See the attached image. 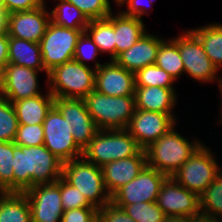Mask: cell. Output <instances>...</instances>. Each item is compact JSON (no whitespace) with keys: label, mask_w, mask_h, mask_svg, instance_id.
Listing matches in <instances>:
<instances>
[{"label":"cell","mask_w":222,"mask_h":222,"mask_svg":"<svg viewBox=\"0 0 222 222\" xmlns=\"http://www.w3.org/2000/svg\"><path fill=\"white\" fill-rule=\"evenodd\" d=\"M8 63L45 72L48 76L42 62L40 44L36 42L8 36Z\"/></svg>","instance_id":"obj_23"},{"label":"cell","mask_w":222,"mask_h":222,"mask_svg":"<svg viewBox=\"0 0 222 222\" xmlns=\"http://www.w3.org/2000/svg\"><path fill=\"white\" fill-rule=\"evenodd\" d=\"M135 75L114 60L104 62L95 72V90L109 96H134Z\"/></svg>","instance_id":"obj_18"},{"label":"cell","mask_w":222,"mask_h":222,"mask_svg":"<svg viewBox=\"0 0 222 222\" xmlns=\"http://www.w3.org/2000/svg\"><path fill=\"white\" fill-rule=\"evenodd\" d=\"M45 94L21 99L13 102L19 125L43 124L47 113L54 106V96L49 92Z\"/></svg>","instance_id":"obj_22"},{"label":"cell","mask_w":222,"mask_h":222,"mask_svg":"<svg viewBox=\"0 0 222 222\" xmlns=\"http://www.w3.org/2000/svg\"><path fill=\"white\" fill-rule=\"evenodd\" d=\"M31 222H61L64 209L60 195V179L51 184H38L26 190Z\"/></svg>","instance_id":"obj_12"},{"label":"cell","mask_w":222,"mask_h":222,"mask_svg":"<svg viewBox=\"0 0 222 222\" xmlns=\"http://www.w3.org/2000/svg\"><path fill=\"white\" fill-rule=\"evenodd\" d=\"M39 72L41 71L8 63L2 70L1 89L4 98L13 103L42 94Z\"/></svg>","instance_id":"obj_17"},{"label":"cell","mask_w":222,"mask_h":222,"mask_svg":"<svg viewBox=\"0 0 222 222\" xmlns=\"http://www.w3.org/2000/svg\"><path fill=\"white\" fill-rule=\"evenodd\" d=\"M97 222H136L112 201L98 209Z\"/></svg>","instance_id":"obj_39"},{"label":"cell","mask_w":222,"mask_h":222,"mask_svg":"<svg viewBox=\"0 0 222 222\" xmlns=\"http://www.w3.org/2000/svg\"><path fill=\"white\" fill-rule=\"evenodd\" d=\"M163 222H188V218L183 216H166Z\"/></svg>","instance_id":"obj_45"},{"label":"cell","mask_w":222,"mask_h":222,"mask_svg":"<svg viewBox=\"0 0 222 222\" xmlns=\"http://www.w3.org/2000/svg\"><path fill=\"white\" fill-rule=\"evenodd\" d=\"M16 145L36 147L44 144L42 124L19 125L14 140Z\"/></svg>","instance_id":"obj_38"},{"label":"cell","mask_w":222,"mask_h":222,"mask_svg":"<svg viewBox=\"0 0 222 222\" xmlns=\"http://www.w3.org/2000/svg\"><path fill=\"white\" fill-rule=\"evenodd\" d=\"M166 216H190L200 213L199 196L180 185L172 176L163 182L156 200Z\"/></svg>","instance_id":"obj_15"},{"label":"cell","mask_w":222,"mask_h":222,"mask_svg":"<svg viewBox=\"0 0 222 222\" xmlns=\"http://www.w3.org/2000/svg\"><path fill=\"white\" fill-rule=\"evenodd\" d=\"M213 153L202 143L172 177L184 188L202 195L222 171Z\"/></svg>","instance_id":"obj_7"},{"label":"cell","mask_w":222,"mask_h":222,"mask_svg":"<svg viewBox=\"0 0 222 222\" xmlns=\"http://www.w3.org/2000/svg\"><path fill=\"white\" fill-rule=\"evenodd\" d=\"M190 30L199 38L207 56L220 71L222 67V24L212 23Z\"/></svg>","instance_id":"obj_27"},{"label":"cell","mask_w":222,"mask_h":222,"mask_svg":"<svg viewBox=\"0 0 222 222\" xmlns=\"http://www.w3.org/2000/svg\"><path fill=\"white\" fill-rule=\"evenodd\" d=\"M188 222H222V219L199 213L188 218Z\"/></svg>","instance_id":"obj_44"},{"label":"cell","mask_w":222,"mask_h":222,"mask_svg":"<svg viewBox=\"0 0 222 222\" xmlns=\"http://www.w3.org/2000/svg\"><path fill=\"white\" fill-rule=\"evenodd\" d=\"M95 72L94 67L71 60L48 72L47 89L54 98L84 99L95 90Z\"/></svg>","instance_id":"obj_3"},{"label":"cell","mask_w":222,"mask_h":222,"mask_svg":"<svg viewBox=\"0 0 222 222\" xmlns=\"http://www.w3.org/2000/svg\"><path fill=\"white\" fill-rule=\"evenodd\" d=\"M6 13H0V30H6Z\"/></svg>","instance_id":"obj_46"},{"label":"cell","mask_w":222,"mask_h":222,"mask_svg":"<svg viewBox=\"0 0 222 222\" xmlns=\"http://www.w3.org/2000/svg\"><path fill=\"white\" fill-rule=\"evenodd\" d=\"M0 222H31L29 200L24 192H7L0 199Z\"/></svg>","instance_id":"obj_26"},{"label":"cell","mask_w":222,"mask_h":222,"mask_svg":"<svg viewBox=\"0 0 222 222\" xmlns=\"http://www.w3.org/2000/svg\"><path fill=\"white\" fill-rule=\"evenodd\" d=\"M169 114L135 109L126 130L145 150L176 125Z\"/></svg>","instance_id":"obj_14"},{"label":"cell","mask_w":222,"mask_h":222,"mask_svg":"<svg viewBox=\"0 0 222 222\" xmlns=\"http://www.w3.org/2000/svg\"><path fill=\"white\" fill-rule=\"evenodd\" d=\"M18 127L14 106L4 98L0 102V142H14Z\"/></svg>","instance_id":"obj_33"},{"label":"cell","mask_w":222,"mask_h":222,"mask_svg":"<svg viewBox=\"0 0 222 222\" xmlns=\"http://www.w3.org/2000/svg\"><path fill=\"white\" fill-rule=\"evenodd\" d=\"M155 65L169 73L175 81L184 73V65L178 45L170 38L160 44Z\"/></svg>","instance_id":"obj_29"},{"label":"cell","mask_w":222,"mask_h":222,"mask_svg":"<svg viewBox=\"0 0 222 222\" xmlns=\"http://www.w3.org/2000/svg\"><path fill=\"white\" fill-rule=\"evenodd\" d=\"M1 83H2V69L0 68V87H1Z\"/></svg>","instance_id":"obj_51"},{"label":"cell","mask_w":222,"mask_h":222,"mask_svg":"<svg viewBox=\"0 0 222 222\" xmlns=\"http://www.w3.org/2000/svg\"><path fill=\"white\" fill-rule=\"evenodd\" d=\"M4 99V94L2 92V89L0 87V102Z\"/></svg>","instance_id":"obj_50"},{"label":"cell","mask_w":222,"mask_h":222,"mask_svg":"<svg viewBox=\"0 0 222 222\" xmlns=\"http://www.w3.org/2000/svg\"><path fill=\"white\" fill-rule=\"evenodd\" d=\"M162 37L146 32L129 49L120 53L114 61L128 71L136 72L146 66L154 65Z\"/></svg>","instance_id":"obj_20"},{"label":"cell","mask_w":222,"mask_h":222,"mask_svg":"<svg viewBox=\"0 0 222 222\" xmlns=\"http://www.w3.org/2000/svg\"><path fill=\"white\" fill-rule=\"evenodd\" d=\"M5 189L0 185V199L6 194Z\"/></svg>","instance_id":"obj_49"},{"label":"cell","mask_w":222,"mask_h":222,"mask_svg":"<svg viewBox=\"0 0 222 222\" xmlns=\"http://www.w3.org/2000/svg\"><path fill=\"white\" fill-rule=\"evenodd\" d=\"M98 54H101L98 46L86 32H83L78 38L73 60L80 62L84 66H90L88 65L90 63L87 62L93 60L95 62L94 69L97 70L103 64L96 60Z\"/></svg>","instance_id":"obj_35"},{"label":"cell","mask_w":222,"mask_h":222,"mask_svg":"<svg viewBox=\"0 0 222 222\" xmlns=\"http://www.w3.org/2000/svg\"><path fill=\"white\" fill-rule=\"evenodd\" d=\"M85 30L64 28L51 22L40 40L42 62L47 72L73 60L78 38Z\"/></svg>","instance_id":"obj_9"},{"label":"cell","mask_w":222,"mask_h":222,"mask_svg":"<svg viewBox=\"0 0 222 222\" xmlns=\"http://www.w3.org/2000/svg\"><path fill=\"white\" fill-rule=\"evenodd\" d=\"M147 165L146 151L120 160H114L102 167L104 184L112 197L121 187L137 177Z\"/></svg>","instance_id":"obj_19"},{"label":"cell","mask_w":222,"mask_h":222,"mask_svg":"<svg viewBox=\"0 0 222 222\" xmlns=\"http://www.w3.org/2000/svg\"><path fill=\"white\" fill-rule=\"evenodd\" d=\"M121 207L136 222H163L166 215L155 202H138Z\"/></svg>","instance_id":"obj_32"},{"label":"cell","mask_w":222,"mask_h":222,"mask_svg":"<svg viewBox=\"0 0 222 222\" xmlns=\"http://www.w3.org/2000/svg\"><path fill=\"white\" fill-rule=\"evenodd\" d=\"M84 100L100 130L126 129L136 109L135 96H109L94 90Z\"/></svg>","instance_id":"obj_4"},{"label":"cell","mask_w":222,"mask_h":222,"mask_svg":"<svg viewBox=\"0 0 222 222\" xmlns=\"http://www.w3.org/2000/svg\"><path fill=\"white\" fill-rule=\"evenodd\" d=\"M0 13H6V6L4 0H0Z\"/></svg>","instance_id":"obj_48"},{"label":"cell","mask_w":222,"mask_h":222,"mask_svg":"<svg viewBox=\"0 0 222 222\" xmlns=\"http://www.w3.org/2000/svg\"><path fill=\"white\" fill-rule=\"evenodd\" d=\"M54 107L65 121L72 126V135L76 144L84 150L99 130L88 112L84 99L55 98Z\"/></svg>","instance_id":"obj_13"},{"label":"cell","mask_w":222,"mask_h":222,"mask_svg":"<svg viewBox=\"0 0 222 222\" xmlns=\"http://www.w3.org/2000/svg\"><path fill=\"white\" fill-rule=\"evenodd\" d=\"M62 177L84 194L88 202L99 209L111 202L103 179L102 168L83 156L63 163Z\"/></svg>","instance_id":"obj_6"},{"label":"cell","mask_w":222,"mask_h":222,"mask_svg":"<svg viewBox=\"0 0 222 222\" xmlns=\"http://www.w3.org/2000/svg\"><path fill=\"white\" fill-rule=\"evenodd\" d=\"M134 96L136 109L169 114L176 120L173 112L178 101L176 88L136 87Z\"/></svg>","instance_id":"obj_21"},{"label":"cell","mask_w":222,"mask_h":222,"mask_svg":"<svg viewBox=\"0 0 222 222\" xmlns=\"http://www.w3.org/2000/svg\"><path fill=\"white\" fill-rule=\"evenodd\" d=\"M8 64V35L6 30H0V68Z\"/></svg>","instance_id":"obj_43"},{"label":"cell","mask_w":222,"mask_h":222,"mask_svg":"<svg viewBox=\"0 0 222 222\" xmlns=\"http://www.w3.org/2000/svg\"><path fill=\"white\" fill-rule=\"evenodd\" d=\"M13 142H0V185L13 192Z\"/></svg>","instance_id":"obj_34"},{"label":"cell","mask_w":222,"mask_h":222,"mask_svg":"<svg viewBox=\"0 0 222 222\" xmlns=\"http://www.w3.org/2000/svg\"><path fill=\"white\" fill-rule=\"evenodd\" d=\"M85 32L98 46L100 53H108L115 59V13L104 19L90 20Z\"/></svg>","instance_id":"obj_25"},{"label":"cell","mask_w":222,"mask_h":222,"mask_svg":"<svg viewBox=\"0 0 222 222\" xmlns=\"http://www.w3.org/2000/svg\"><path fill=\"white\" fill-rule=\"evenodd\" d=\"M13 192H25L38 184L62 177L63 162L45 146L26 147L13 142Z\"/></svg>","instance_id":"obj_1"},{"label":"cell","mask_w":222,"mask_h":222,"mask_svg":"<svg viewBox=\"0 0 222 222\" xmlns=\"http://www.w3.org/2000/svg\"><path fill=\"white\" fill-rule=\"evenodd\" d=\"M168 176L146 165L140 174L121 187L112 197L115 205L155 202Z\"/></svg>","instance_id":"obj_11"},{"label":"cell","mask_w":222,"mask_h":222,"mask_svg":"<svg viewBox=\"0 0 222 222\" xmlns=\"http://www.w3.org/2000/svg\"><path fill=\"white\" fill-rule=\"evenodd\" d=\"M200 213L222 219V171L199 196Z\"/></svg>","instance_id":"obj_30"},{"label":"cell","mask_w":222,"mask_h":222,"mask_svg":"<svg viewBox=\"0 0 222 222\" xmlns=\"http://www.w3.org/2000/svg\"><path fill=\"white\" fill-rule=\"evenodd\" d=\"M50 21L75 30H85L89 24L81 10L67 0H57L55 7L50 10Z\"/></svg>","instance_id":"obj_28"},{"label":"cell","mask_w":222,"mask_h":222,"mask_svg":"<svg viewBox=\"0 0 222 222\" xmlns=\"http://www.w3.org/2000/svg\"><path fill=\"white\" fill-rule=\"evenodd\" d=\"M107 1V3L111 6V4H110V0H106ZM114 2H115V4L117 5V6H119V8L121 7V6H123V4L127 1V0H113Z\"/></svg>","instance_id":"obj_47"},{"label":"cell","mask_w":222,"mask_h":222,"mask_svg":"<svg viewBox=\"0 0 222 222\" xmlns=\"http://www.w3.org/2000/svg\"><path fill=\"white\" fill-rule=\"evenodd\" d=\"M143 1L142 0H127L124 4H123V6L124 5H127L126 7H127V9L126 10H122V11H120L123 15H125V16H132V17H137V18H139V19H142V15L144 14V15H149V5H150V7L151 8H153V0H147V3L148 4H146L145 3V1H144V3H145V5H147V6H145L143 3H142ZM142 4V5H141ZM152 5V6H151ZM143 6H145V7H147L148 8V10H147V8H145V7H143Z\"/></svg>","instance_id":"obj_42"},{"label":"cell","mask_w":222,"mask_h":222,"mask_svg":"<svg viewBox=\"0 0 222 222\" xmlns=\"http://www.w3.org/2000/svg\"><path fill=\"white\" fill-rule=\"evenodd\" d=\"M135 87H162V88H175L174 78L167 73L164 69L157 65L146 66L137 70L135 73Z\"/></svg>","instance_id":"obj_31"},{"label":"cell","mask_w":222,"mask_h":222,"mask_svg":"<svg viewBox=\"0 0 222 222\" xmlns=\"http://www.w3.org/2000/svg\"><path fill=\"white\" fill-rule=\"evenodd\" d=\"M47 8L44 4L32 10L7 14V35L39 43L50 23V12Z\"/></svg>","instance_id":"obj_16"},{"label":"cell","mask_w":222,"mask_h":222,"mask_svg":"<svg viewBox=\"0 0 222 222\" xmlns=\"http://www.w3.org/2000/svg\"><path fill=\"white\" fill-rule=\"evenodd\" d=\"M175 127L145 149L147 165L168 177L175 174L202 144L196 138H191L193 141L189 142L180 132L175 131Z\"/></svg>","instance_id":"obj_2"},{"label":"cell","mask_w":222,"mask_h":222,"mask_svg":"<svg viewBox=\"0 0 222 222\" xmlns=\"http://www.w3.org/2000/svg\"><path fill=\"white\" fill-rule=\"evenodd\" d=\"M144 20L115 13V58L129 49L147 32Z\"/></svg>","instance_id":"obj_24"},{"label":"cell","mask_w":222,"mask_h":222,"mask_svg":"<svg viewBox=\"0 0 222 222\" xmlns=\"http://www.w3.org/2000/svg\"><path fill=\"white\" fill-rule=\"evenodd\" d=\"M6 14L28 11L43 6L46 0H4Z\"/></svg>","instance_id":"obj_41"},{"label":"cell","mask_w":222,"mask_h":222,"mask_svg":"<svg viewBox=\"0 0 222 222\" xmlns=\"http://www.w3.org/2000/svg\"><path fill=\"white\" fill-rule=\"evenodd\" d=\"M44 146L63 163L83 156V150L76 144L72 126L53 106L43 121Z\"/></svg>","instance_id":"obj_10"},{"label":"cell","mask_w":222,"mask_h":222,"mask_svg":"<svg viewBox=\"0 0 222 222\" xmlns=\"http://www.w3.org/2000/svg\"><path fill=\"white\" fill-rule=\"evenodd\" d=\"M171 39L179 47L184 73L188 74L189 78L202 84L220 81L222 75L218 77L219 69L209 59L199 38L190 29Z\"/></svg>","instance_id":"obj_8"},{"label":"cell","mask_w":222,"mask_h":222,"mask_svg":"<svg viewBox=\"0 0 222 222\" xmlns=\"http://www.w3.org/2000/svg\"><path fill=\"white\" fill-rule=\"evenodd\" d=\"M60 195L64 211L75 208L93 207L78 188L69 184L63 177L60 178Z\"/></svg>","instance_id":"obj_37"},{"label":"cell","mask_w":222,"mask_h":222,"mask_svg":"<svg viewBox=\"0 0 222 222\" xmlns=\"http://www.w3.org/2000/svg\"><path fill=\"white\" fill-rule=\"evenodd\" d=\"M142 148L126 129L98 130L83 157L98 167L137 155Z\"/></svg>","instance_id":"obj_5"},{"label":"cell","mask_w":222,"mask_h":222,"mask_svg":"<svg viewBox=\"0 0 222 222\" xmlns=\"http://www.w3.org/2000/svg\"><path fill=\"white\" fill-rule=\"evenodd\" d=\"M75 5L90 20L107 18L112 12V7L106 0H67Z\"/></svg>","instance_id":"obj_36"},{"label":"cell","mask_w":222,"mask_h":222,"mask_svg":"<svg viewBox=\"0 0 222 222\" xmlns=\"http://www.w3.org/2000/svg\"><path fill=\"white\" fill-rule=\"evenodd\" d=\"M98 209L95 207L75 208L65 210L61 222H97Z\"/></svg>","instance_id":"obj_40"}]
</instances>
